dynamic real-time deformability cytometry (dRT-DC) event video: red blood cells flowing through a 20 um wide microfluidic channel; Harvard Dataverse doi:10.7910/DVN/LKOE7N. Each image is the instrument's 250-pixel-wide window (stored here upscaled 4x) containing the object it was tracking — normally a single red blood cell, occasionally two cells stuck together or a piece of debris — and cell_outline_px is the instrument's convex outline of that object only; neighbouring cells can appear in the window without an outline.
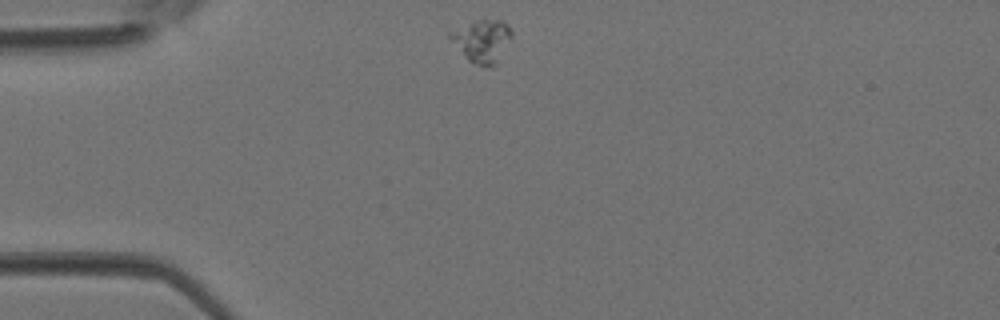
{"species": "Egyptian fruit bat (a non-hibernating species)", "species_latin": "Rousettus aegyptiacus", "temperature_condition": "room temperature", "stored_images_in_passage": 1, "camera_frame_rate_fps": 3000, "um_per_image_px": 0.085, "animal": {"sex": "female"}, "frame": {"image": 1, "passage_image": 1, "time_ms": 0.0, "image_size_px": [1000, 320], "cell_outline_px": [[512, 36], [496, 64], [476, 64], [468, 60], [448, 36], [448, 32], [484, 16], [504, 20], [508, 24], [512, 32]], "centroid_in_image_um": [41.0, 3.37], "position_along_channel_um": 44.0, "area_um2": 15.26}}